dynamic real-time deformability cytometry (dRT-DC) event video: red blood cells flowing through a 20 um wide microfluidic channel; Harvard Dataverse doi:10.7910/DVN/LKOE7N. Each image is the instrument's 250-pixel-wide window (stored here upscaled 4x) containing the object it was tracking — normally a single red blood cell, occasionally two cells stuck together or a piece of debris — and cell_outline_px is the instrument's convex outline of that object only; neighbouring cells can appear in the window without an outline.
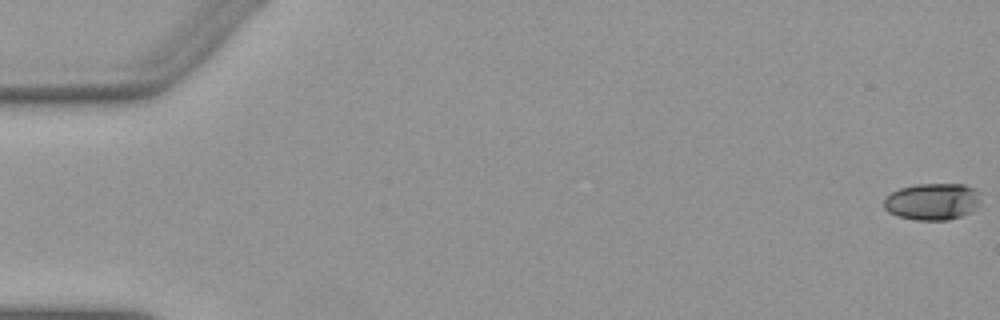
{"species": "Egyptian fruit bat (a non-hibernating species)", "species_latin": "Rousettus aegyptiacus", "temperature_condition": "warm", "stored_images_in_passage": 9, "camera_frame_rate_fps": 3000, "um_per_image_px": 0.085, "animal": {"sex": "female"}, "frame": {"image": 1, "passage_image": 1, "time_ms": 0.0, "image_size_px": [1000, 320], "cell_outline_px": [[980, 204], [972, 212], [948, 220], [916, 220], [896, 216], [888, 212], [884, 208], [884, 200], [892, 192], [900, 188], [916, 184], [964, 184], [976, 188], [980, 200]], "centroid_in_image_um": [79.27, 17.13], "position_along_channel_um": 5.7, "area_um2": 20.92}}